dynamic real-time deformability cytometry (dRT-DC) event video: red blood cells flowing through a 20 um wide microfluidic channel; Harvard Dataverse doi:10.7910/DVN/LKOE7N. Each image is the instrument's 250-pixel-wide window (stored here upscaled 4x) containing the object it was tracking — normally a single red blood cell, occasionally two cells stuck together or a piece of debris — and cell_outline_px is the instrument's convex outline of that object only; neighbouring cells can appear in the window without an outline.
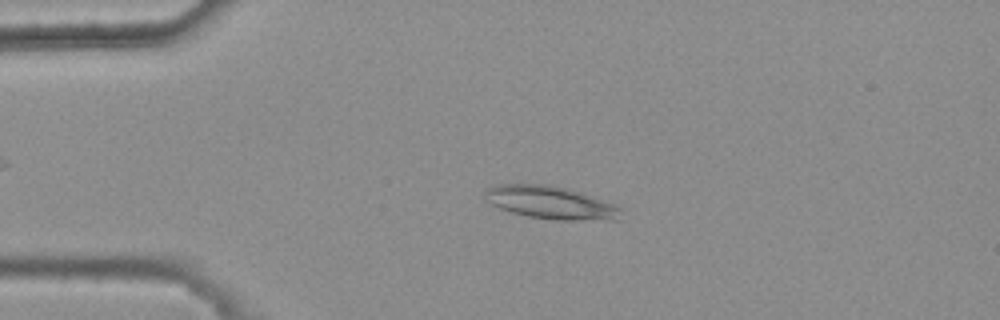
{"species": "common noctule bat (a hibernating species)", "species_latin": "Nyctalus noctula", "temperature_condition": "warm", "stored_images_in_passage": 5, "camera_frame_rate_fps": 3000, "um_per_image_px": 0.085, "animal": {"sex": "female", "body_mass_g": 25.1}, "frame": {"image": 1, "passage_image": 3, "time_ms": 0.667, "image_size_px": [1000, 320], "cell_outline_px": [[624, 208], [620, 220], [556, 220], [528, 216], [512, 212], [500, 208], [492, 204], [488, 200], [484, 192], [484, 188], [500, 184], [548, 184], [580, 192], [616, 204]], "centroid_in_image_um": [46.88, 17.23], "position_along_channel_um": 38.1, "area_um2": 26.18}}
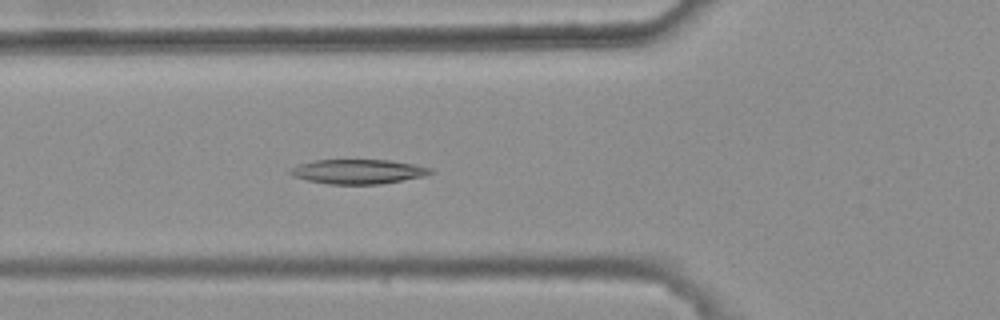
{"frame": {"image": 2, "passage_image": 5, "time_ms": 1.333, "image_size_px": [1000, 320], "cell_outline_px": [[436, 172], [424, 176], [380, 184], [328, 184], [308, 180], [292, 176], [288, 172], [292, 168], [300, 164], [316, 160], [388, 160], [412, 164], [432, 168]], "centroid_in_image_um": [30.46, 14.59], "position_along_channel_um": 95.3, "area_um2": 19.88}}